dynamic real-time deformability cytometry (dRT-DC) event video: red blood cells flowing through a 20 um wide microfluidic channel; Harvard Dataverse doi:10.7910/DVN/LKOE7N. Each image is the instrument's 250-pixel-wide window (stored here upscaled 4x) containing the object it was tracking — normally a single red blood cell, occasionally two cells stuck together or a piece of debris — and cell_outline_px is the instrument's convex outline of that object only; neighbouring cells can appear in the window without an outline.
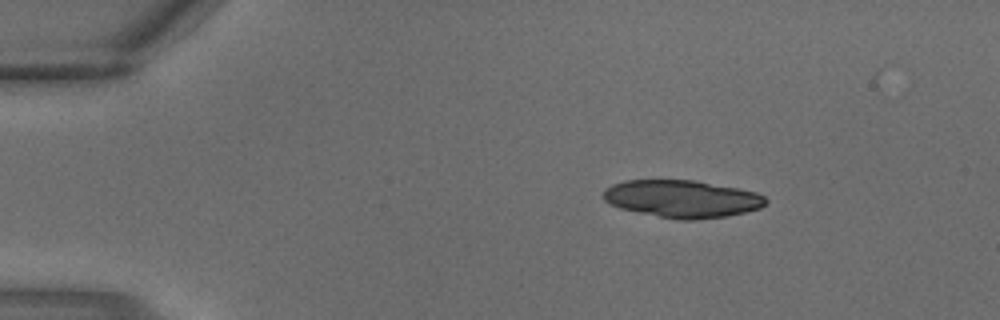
{"species": "common noctule bat (a hibernating species)", "species_latin": "Nyctalus noctula", "temperature_condition": "warm", "stored_images_in_passage": 2, "camera_frame_rate_fps": 3000, "um_per_image_px": 0.085, "animal": {"sex": "male", "body_mass_g": 18.8}, "frame": {"image": 1, "passage_image": 1, "time_ms": 0.0, "image_size_px": [1000, 320], "cell_outline_px": [[768, 200], [760, 208], [728, 216], [692, 220], [680, 220], [620, 208], [604, 200], [604, 188], [612, 184], [624, 180], [696, 180], [756, 192], [764, 196]], "centroid_in_image_um": [57.98, 16.89], "position_along_channel_um": 27.0, "area_um2": 35.2}}